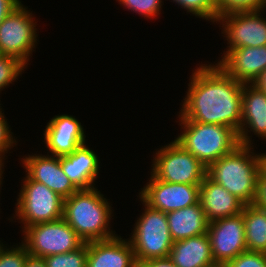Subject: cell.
Here are the masks:
<instances>
[{
	"label": "cell",
	"mask_w": 266,
	"mask_h": 267,
	"mask_svg": "<svg viewBox=\"0 0 266 267\" xmlns=\"http://www.w3.org/2000/svg\"><path fill=\"white\" fill-rule=\"evenodd\" d=\"M252 147L238 145L207 167V176L244 205L253 203L260 173L258 155Z\"/></svg>",
	"instance_id": "3957f363"
},
{
	"label": "cell",
	"mask_w": 266,
	"mask_h": 267,
	"mask_svg": "<svg viewBox=\"0 0 266 267\" xmlns=\"http://www.w3.org/2000/svg\"><path fill=\"white\" fill-rule=\"evenodd\" d=\"M166 214L173 242L207 233L209 222L200 202Z\"/></svg>",
	"instance_id": "44dd1931"
},
{
	"label": "cell",
	"mask_w": 266,
	"mask_h": 267,
	"mask_svg": "<svg viewBox=\"0 0 266 267\" xmlns=\"http://www.w3.org/2000/svg\"><path fill=\"white\" fill-rule=\"evenodd\" d=\"M122 6L135 13L141 14L145 18L157 17L162 9V0H117ZM157 15V16H156Z\"/></svg>",
	"instance_id": "4316f807"
},
{
	"label": "cell",
	"mask_w": 266,
	"mask_h": 267,
	"mask_svg": "<svg viewBox=\"0 0 266 267\" xmlns=\"http://www.w3.org/2000/svg\"><path fill=\"white\" fill-rule=\"evenodd\" d=\"M26 9L21 4L0 24V54L13 56L28 65L38 35L37 22Z\"/></svg>",
	"instance_id": "9c48e42d"
},
{
	"label": "cell",
	"mask_w": 266,
	"mask_h": 267,
	"mask_svg": "<svg viewBox=\"0 0 266 267\" xmlns=\"http://www.w3.org/2000/svg\"><path fill=\"white\" fill-rule=\"evenodd\" d=\"M199 18L217 23V0H173Z\"/></svg>",
	"instance_id": "cb8c5ba5"
},
{
	"label": "cell",
	"mask_w": 266,
	"mask_h": 267,
	"mask_svg": "<svg viewBox=\"0 0 266 267\" xmlns=\"http://www.w3.org/2000/svg\"><path fill=\"white\" fill-rule=\"evenodd\" d=\"M44 137L49 152L57 157L71 154L86 142L81 123L66 114L55 116L47 123Z\"/></svg>",
	"instance_id": "9a60e30c"
},
{
	"label": "cell",
	"mask_w": 266,
	"mask_h": 267,
	"mask_svg": "<svg viewBox=\"0 0 266 267\" xmlns=\"http://www.w3.org/2000/svg\"><path fill=\"white\" fill-rule=\"evenodd\" d=\"M111 208L96 187L79 189L64 199L63 219L84 242L108 240L117 236L109 228Z\"/></svg>",
	"instance_id": "7a4b0ae2"
},
{
	"label": "cell",
	"mask_w": 266,
	"mask_h": 267,
	"mask_svg": "<svg viewBox=\"0 0 266 267\" xmlns=\"http://www.w3.org/2000/svg\"><path fill=\"white\" fill-rule=\"evenodd\" d=\"M88 242L76 250L43 257L46 267H86Z\"/></svg>",
	"instance_id": "603a6c76"
},
{
	"label": "cell",
	"mask_w": 266,
	"mask_h": 267,
	"mask_svg": "<svg viewBox=\"0 0 266 267\" xmlns=\"http://www.w3.org/2000/svg\"><path fill=\"white\" fill-rule=\"evenodd\" d=\"M60 163L63 172L78 190L94 187L100 162L97 154L86 146V143L77 147L71 154L61 156Z\"/></svg>",
	"instance_id": "ac0fdd59"
},
{
	"label": "cell",
	"mask_w": 266,
	"mask_h": 267,
	"mask_svg": "<svg viewBox=\"0 0 266 267\" xmlns=\"http://www.w3.org/2000/svg\"><path fill=\"white\" fill-rule=\"evenodd\" d=\"M169 258L177 267H217L207 233L173 242Z\"/></svg>",
	"instance_id": "ffe728a7"
},
{
	"label": "cell",
	"mask_w": 266,
	"mask_h": 267,
	"mask_svg": "<svg viewBox=\"0 0 266 267\" xmlns=\"http://www.w3.org/2000/svg\"><path fill=\"white\" fill-rule=\"evenodd\" d=\"M26 67L27 65L19 59L0 54V92L10 83L13 84L12 82L18 80L17 77L22 74Z\"/></svg>",
	"instance_id": "d4e9b609"
},
{
	"label": "cell",
	"mask_w": 266,
	"mask_h": 267,
	"mask_svg": "<svg viewBox=\"0 0 266 267\" xmlns=\"http://www.w3.org/2000/svg\"><path fill=\"white\" fill-rule=\"evenodd\" d=\"M3 246H4V244L3 243H0V250L2 249Z\"/></svg>",
	"instance_id": "74e56055"
},
{
	"label": "cell",
	"mask_w": 266,
	"mask_h": 267,
	"mask_svg": "<svg viewBox=\"0 0 266 267\" xmlns=\"http://www.w3.org/2000/svg\"><path fill=\"white\" fill-rule=\"evenodd\" d=\"M24 267H46L45 261L42 257L28 255Z\"/></svg>",
	"instance_id": "836d02e7"
},
{
	"label": "cell",
	"mask_w": 266,
	"mask_h": 267,
	"mask_svg": "<svg viewBox=\"0 0 266 267\" xmlns=\"http://www.w3.org/2000/svg\"><path fill=\"white\" fill-rule=\"evenodd\" d=\"M183 132L175 139L184 149L206 167L224 155L231 153L239 144L238 134L230 127L205 124L179 119Z\"/></svg>",
	"instance_id": "277c9868"
},
{
	"label": "cell",
	"mask_w": 266,
	"mask_h": 267,
	"mask_svg": "<svg viewBox=\"0 0 266 267\" xmlns=\"http://www.w3.org/2000/svg\"><path fill=\"white\" fill-rule=\"evenodd\" d=\"M252 84L255 85L262 92L266 93V69Z\"/></svg>",
	"instance_id": "e575fe53"
},
{
	"label": "cell",
	"mask_w": 266,
	"mask_h": 267,
	"mask_svg": "<svg viewBox=\"0 0 266 267\" xmlns=\"http://www.w3.org/2000/svg\"><path fill=\"white\" fill-rule=\"evenodd\" d=\"M242 213L247 250L266 253V210L248 204Z\"/></svg>",
	"instance_id": "7402d4cb"
},
{
	"label": "cell",
	"mask_w": 266,
	"mask_h": 267,
	"mask_svg": "<svg viewBox=\"0 0 266 267\" xmlns=\"http://www.w3.org/2000/svg\"><path fill=\"white\" fill-rule=\"evenodd\" d=\"M86 267H138L131 243L121 236L88 242Z\"/></svg>",
	"instance_id": "e0dca14e"
},
{
	"label": "cell",
	"mask_w": 266,
	"mask_h": 267,
	"mask_svg": "<svg viewBox=\"0 0 266 267\" xmlns=\"http://www.w3.org/2000/svg\"><path fill=\"white\" fill-rule=\"evenodd\" d=\"M254 206L266 210V176L261 172L258 175Z\"/></svg>",
	"instance_id": "4dcf8cb0"
},
{
	"label": "cell",
	"mask_w": 266,
	"mask_h": 267,
	"mask_svg": "<svg viewBox=\"0 0 266 267\" xmlns=\"http://www.w3.org/2000/svg\"><path fill=\"white\" fill-rule=\"evenodd\" d=\"M207 65L203 64L192 72L179 119L224 125L238 134L244 83L232 78L218 64Z\"/></svg>",
	"instance_id": "6da1fadb"
},
{
	"label": "cell",
	"mask_w": 266,
	"mask_h": 267,
	"mask_svg": "<svg viewBox=\"0 0 266 267\" xmlns=\"http://www.w3.org/2000/svg\"><path fill=\"white\" fill-rule=\"evenodd\" d=\"M21 161L32 180L44 184L63 199L69 198L78 190L63 172L60 157L34 154Z\"/></svg>",
	"instance_id": "4fadbf2b"
},
{
	"label": "cell",
	"mask_w": 266,
	"mask_h": 267,
	"mask_svg": "<svg viewBox=\"0 0 266 267\" xmlns=\"http://www.w3.org/2000/svg\"><path fill=\"white\" fill-rule=\"evenodd\" d=\"M207 234L217 266L247 251L243 213L209 222Z\"/></svg>",
	"instance_id": "8fae6325"
},
{
	"label": "cell",
	"mask_w": 266,
	"mask_h": 267,
	"mask_svg": "<svg viewBox=\"0 0 266 267\" xmlns=\"http://www.w3.org/2000/svg\"><path fill=\"white\" fill-rule=\"evenodd\" d=\"M223 267H266V253L247 250Z\"/></svg>",
	"instance_id": "f1b7e54d"
},
{
	"label": "cell",
	"mask_w": 266,
	"mask_h": 267,
	"mask_svg": "<svg viewBox=\"0 0 266 267\" xmlns=\"http://www.w3.org/2000/svg\"><path fill=\"white\" fill-rule=\"evenodd\" d=\"M139 197L151 208L170 212L199 202L200 185L168 183L158 180L152 173Z\"/></svg>",
	"instance_id": "7c38bea8"
},
{
	"label": "cell",
	"mask_w": 266,
	"mask_h": 267,
	"mask_svg": "<svg viewBox=\"0 0 266 267\" xmlns=\"http://www.w3.org/2000/svg\"><path fill=\"white\" fill-rule=\"evenodd\" d=\"M259 159V169L260 172L266 176V153L257 154Z\"/></svg>",
	"instance_id": "d590c367"
},
{
	"label": "cell",
	"mask_w": 266,
	"mask_h": 267,
	"mask_svg": "<svg viewBox=\"0 0 266 267\" xmlns=\"http://www.w3.org/2000/svg\"><path fill=\"white\" fill-rule=\"evenodd\" d=\"M139 199L145 207L144 213L135 223L129 239L137 263L169 257L173 240L168 227L167 214L151 208L141 198Z\"/></svg>",
	"instance_id": "5b68a950"
},
{
	"label": "cell",
	"mask_w": 266,
	"mask_h": 267,
	"mask_svg": "<svg viewBox=\"0 0 266 267\" xmlns=\"http://www.w3.org/2000/svg\"><path fill=\"white\" fill-rule=\"evenodd\" d=\"M266 9V0H217V20L232 12L257 11Z\"/></svg>",
	"instance_id": "484cf974"
},
{
	"label": "cell",
	"mask_w": 266,
	"mask_h": 267,
	"mask_svg": "<svg viewBox=\"0 0 266 267\" xmlns=\"http://www.w3.org/2000/svg\"><path fill=\"white\" fill-rule=\"evenodd\" d=\"M217 64L238 82L252 84L266 69V46L231 49Z\"/></svg>",
	"instance_id": "5bb4252c"
},
{
	"label": "cell",
	"mask_w": 266,
	"mask_h": 267,
	"mask_svg": "<svg viewBox=\"0 0 266 267\" xmlns=\"http://www.w3.org/2000/svg\"><path fill=\"white\" fill-rule=\"evenodd\" d=\"M138 267H177L172 263L169 257L165 258H154L143 261L138 264Z\"/></svg>",
	"instance_id": "d6a6232c"
},
{
	"label": "cell",
	"mask_w": 266,
	"mask_h": 267,
	"mask_svg": "<svg viewBox=\"0 0 266 267\" xmlns=\"http://www.w3.org/2000/svg\"><path fill=\"white\" fill-rule=\"evenodd\" d=\"M2 113V109L0 106V162H3L5 158V154L8 152L9 149H11L13 144L15 143V146L17 145L15 138L12 137L11 129H9V125L7 123L6 118Z\"/></svg>",
	"instance_id": "f546056e"
},
{
	"label": "cell",
	"mask_w": 266,
	"mask_h": 267,
	"mask_svg": "<svg viewBox=\"0 0 266 267\" xmlns=\"http://www.w3.org/2000/svg\"><path fill=\"white\" fill-rule=\"evenodd\" d=\"M3 164H4V162H0V187L3 184L2 183V177H3L2 176V174H3V170L2 169H3V166H4Z\"/></svg>",
	"instance_id": "8d00e7d4"
},
{
	"label": "cell",
	"mask_w": 266,
	"mask_h": 267,
	"mask_svg": "<svg viewBox=\"0 0 266 267\" xmlns=\"http://www.w3.org/2000/svg\"><path fill=\"white\" fill-rule=\"evenodd\" d=\"M151 173L161 181L201 185L207 167L175 140L160 148L153 159Z\"/></svg>",
	"instance_id": "8992f818"
},
{
	"label": "cell",
	"mask_w": 266,
	"mask_h": 267,
	"mask_svg": "<svg viewBox=\"0 0 266 267\" xmlns=\"http://www.w3.org/2000/svg\"><path fill=\"white\" fill-rule=\"evenodd\" d=\"M199 202L208 222L242 213L244 204L208 176L202 181Z\"/></svg>",
	"instance_id": "d6986e66"
},
{
	"label": "cell",
	"mask_w": 266,
	"mask_h": 267,
	"mask_svg": "<svg viewBox=\"0 0 266 267\" xmlns=\"http://www.w3.org/2000/svg\"><path fill=\"white\" fill-rule=\"evenodd\" d=\"M28 255L29 253L23 244L15 248L3 246L0 250V267H24Z\"/></svg>",
	"instance_id": "83f0119b"
},
{
	"label": "cell",
	"mask_w": 266,
	"mask_h": 267,
	"mask_svg": "<svg viewBox=\"0 0 266 267\" xmlns=\"http://www.w3.org/2000/svg\"><path fill=\"white\" fill-rule=\"evenodd\" d=\"M17 199L15 216L25 227L63 218L64 199L27 174Z\"/></svg>",
	"instance_id": "52a82bcc"
},
{
	"label": "cell",
	"mask_w": 266,
	"mask_h": 267,
	"mask_svg": "<svg viewBox=\"0 0 266 267\" xmlns=\"http://www.w3.org/2000/svg\"><path fill=\"white\" fill-rule=\"evenodd\" d=\"M21 4L20 0H0V24Z\"/></svg>",
	"instance_id": "1f68e13d"
},
{
	"label": "cell",
	"mask_w": 266,
	"mask_h": 267,
	"mask_svg": "<svg viewBox=\"0 0 266 267\" xmlns=\"http://www.w3.org/2000/svg\"><path fill=\"white\" fill-rule=\"evenodd\" d=\"M22 244L30 255L45 257L76 250L85 242L63 219L25 227Z\"/></svg>",
	"instance_id": "ba28073f"
},
{
	"label": "cell",
	"mask_w": 266,
	"mask_h": 267,
	"mask_svg": "<svg viewBox=\"0 0 266 267\" xmlns=\"http://www.w3.org/2000/svg\"><path fill=\"white\" fill-rule=\"evenodd\" d=\"M247 127L254 135L266 139V93L253 84L243 85L242 120L238 132L239 144L251 146V136L248 135L250 131Z\"/></svg>",
	"instance_id": "2e32d148"
},
{
	"label": "cell",
	"mask_w": 266,
	"mask_h": 267,
	"mask_svg": "<svg viewBox=\"0 0 266 267\" xmlns=\"http://www.w3.org/2000/svg\"><path fill=\"white\" fill-rule=\"evenodd\" d=\"M261 12L264 10L232 12L218 18L230 44L223 55L235 48L266 46V18Z\"/></svg>",
	"instance_id": "30bf717a"
}]
</instances>
